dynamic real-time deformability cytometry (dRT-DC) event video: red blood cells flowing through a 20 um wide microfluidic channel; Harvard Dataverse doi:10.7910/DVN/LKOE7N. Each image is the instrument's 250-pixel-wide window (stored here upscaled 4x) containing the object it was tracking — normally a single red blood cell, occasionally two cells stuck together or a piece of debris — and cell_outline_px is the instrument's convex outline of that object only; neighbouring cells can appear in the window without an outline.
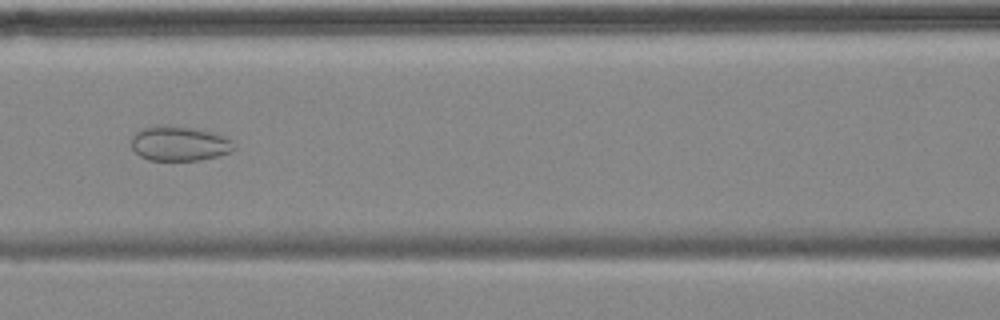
{"species": "common noctule bat (a hibernating species)", "species_latin": "Nyctalus noctula", "temperature_condition": "cold", "stored_images_in_passage": 9, "camera_frame_rate_fps": 3000, "um_per_image_px": 0.085, "animal": {"sex": "female", "body_mass_g": 18.4}, "frame": {"image": 1, "passage_image": 6, "time_ms": 6.0, "image_size_px": [1000, 320], "cell_outline_px": [[236, 148], [232, 152], [200, 160], [148, 160], [140, 156], [132, 148], [132, 136], [140, 128], [156, 124], [192, 128], [216, 132], [232, 140]], "centroid_in_image_um": [15.25, 12.19], "position_along_channel_um": 151.3, "area_um2": 21.04}}
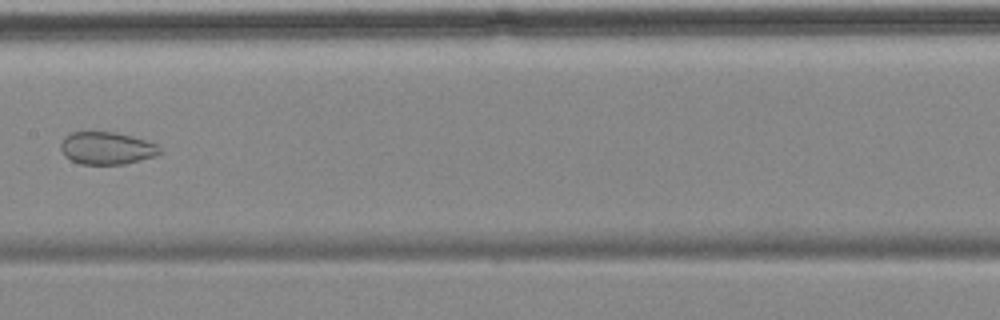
{"frame": {"image": 2, "passage_image": 7, "time_ms": 7.333, "image_size_px": [1000, 320], "cell_outline_px": [[160, 152], [156, 156], [124, 164], [80, 164], [64, 156], [60, 148], [60, 144], [64, 136], [72, 132], [116, 132], [144, 140], [156, 144], [160, 148]], "centroid_in_image_um": [9.03, 12.59], "position_along_channel_um": 198.4, "area_um2": 18.67}}